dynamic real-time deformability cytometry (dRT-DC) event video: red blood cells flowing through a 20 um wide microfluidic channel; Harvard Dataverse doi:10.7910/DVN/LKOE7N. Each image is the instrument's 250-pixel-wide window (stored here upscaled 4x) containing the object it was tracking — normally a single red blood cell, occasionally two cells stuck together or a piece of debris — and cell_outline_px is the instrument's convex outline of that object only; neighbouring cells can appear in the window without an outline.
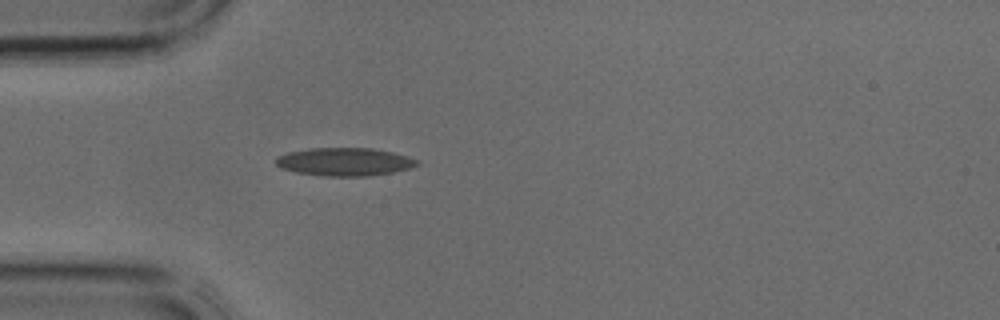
{"species": "common noctule bat (a hibernating species)", "species_latin": "Nyctalus noctula", "temperature_condition": "cold", "stored_images_in_passage": 25, "camera_frame_rate_fps": 3000, "um_per_image_px": 0.085, "animal": {"sex": "male", "body_mass_g": 17.9, "forearm_length_mm": 54.2}, "frame": {"image": 1, "passage_image": 1, "time_ms": 0.0, "image_size_px": [1000, 320], "cell_outline_px": [[420, 164], [412, 168], [392, 172], [368, 176], [324, 176], [296, 172], [280, 168], [276, 164], [276, 156], [288, 152], [308, 148], [372, 148], [392, 152], [408, 156], [420, 160]], "centroid_in_image_um": [29.31, 13.75], "position_along_channel_um": 55.7, "area_um2": 23.29}}
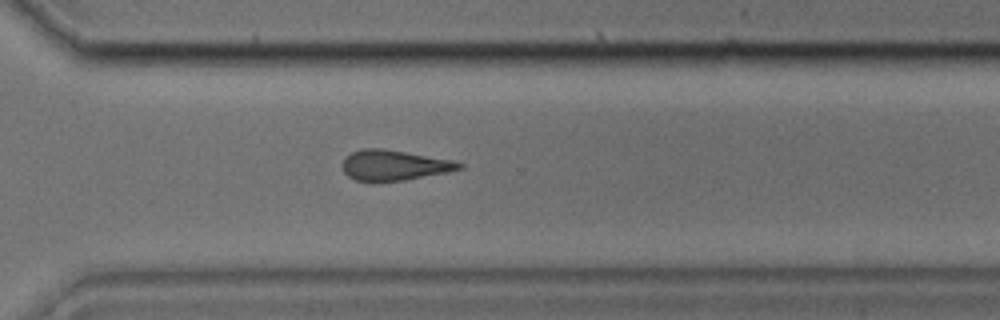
{"frame": {"image": 2, "passage_image": 18, "time_ms": 5.667, "image_size_px": [1000, 320], "cell_outline_px": [[464, 168], [448, 172], [404, 180], [372, 184], [356, 180], [348, 176], [344, 172], [344, 160], [352, 152], [360, 148], [380, 148], [452, 160], [464, 164]], "centroid_in_image_um": [33.49, 14.08], "position_along_channel_um": 337.1, "area_um2": 20.81}}
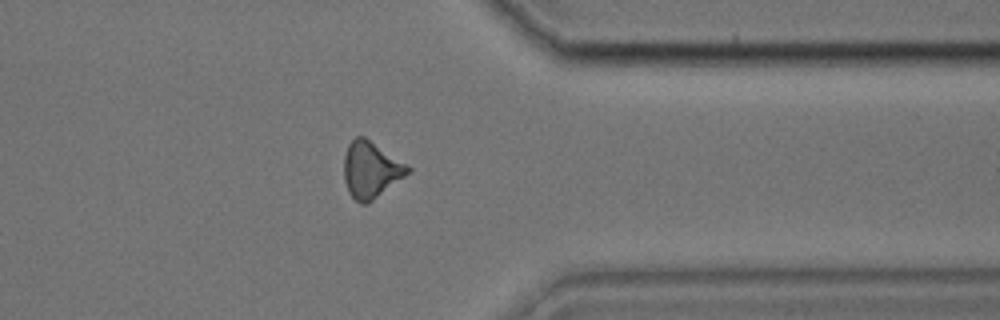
{"frame": {"image": 3, "passage_image": 21, "time_ms": 6.667, "image_size_px": [1000, 320], "cell_outline_px": [[412, 172], [368, 204], [360, 204], [348, 192], [344, 180], [344, 156], [348, 144], [356, 136], [364, 136], [408, 164], [412, 168]], "centroid_in_image_um": [31.55, 14.44], "position_along_channel_um": 379.8, "area_um2": 21.33}}